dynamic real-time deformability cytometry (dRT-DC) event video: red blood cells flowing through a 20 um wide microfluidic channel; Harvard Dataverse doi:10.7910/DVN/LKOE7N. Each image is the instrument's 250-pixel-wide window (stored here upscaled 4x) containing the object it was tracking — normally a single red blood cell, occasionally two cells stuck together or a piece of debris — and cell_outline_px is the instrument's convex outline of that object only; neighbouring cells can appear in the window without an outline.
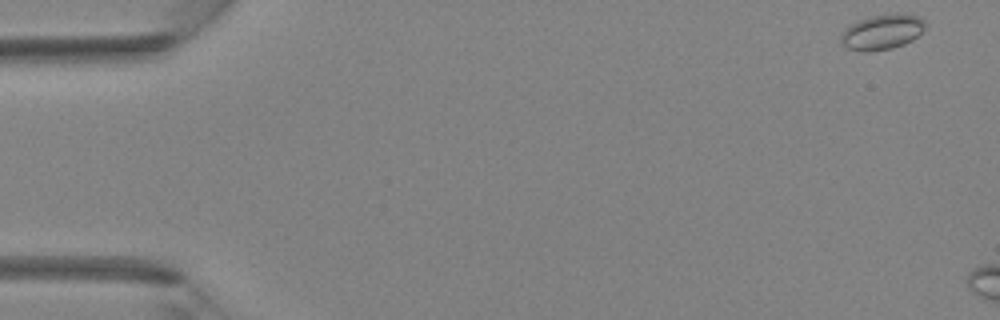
{"species": "Egyptian fruit bat (a non-hibernating species)", "species_latin": "Rousettus aegyptiacus", "temperature_condition": "room temperature", "stored_images_in_passage": 6, "camera_frame_rate_fps": 3000, "um_per_image_px": 0.085, "animal": {"sex": "female"}, "frame": {"image": 1, "passage_image": 1, "time_ms": 0.0, "image_size_px": [1000, 320], "cell_outline_px": [[928, 24], [912, 40], [904, 44], [892, 48], [868, 52], [860, 52], [848, 48], [840, 44], [840, 36], [852, 24], [860, 20], [872, 16], [896, 12], [904, 12], [920, 16]], "centroid_in_image_um": [75.01, 2.71], "position_along_channel_um": 10.0, "area_um2": 17.46}}